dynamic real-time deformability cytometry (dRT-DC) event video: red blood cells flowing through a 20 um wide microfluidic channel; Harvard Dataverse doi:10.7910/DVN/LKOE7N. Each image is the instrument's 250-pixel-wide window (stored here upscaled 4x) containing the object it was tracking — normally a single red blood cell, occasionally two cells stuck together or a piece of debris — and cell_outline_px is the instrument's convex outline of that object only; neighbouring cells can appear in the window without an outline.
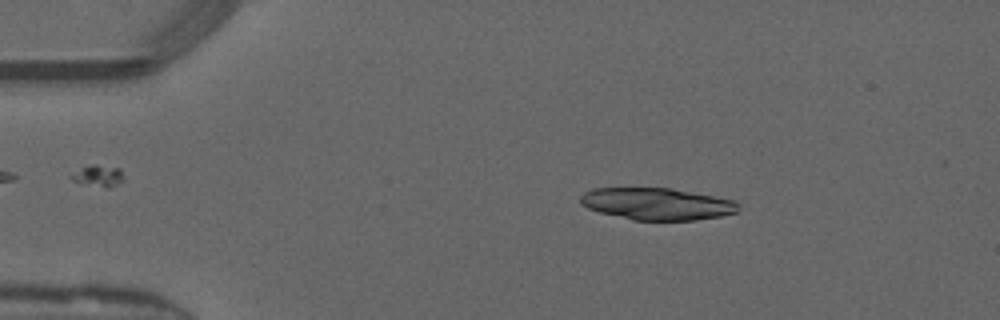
{"species": "common noctule bat (a hibernating species)", "species_latin": "Nyctalus noctula", "temperature_condition": "warm", "stored_images_in_passage": 14, "camera_frame_rate_fps": 3000, "um_per_image_px": 0.085, "animal": {"sex": "male", "forearm_length_mm": 52.5}, "frame": {"image": 1, "passage_image": 7, "time_ms": 2.0, "image_size_px": [1000, 320], "cell_outline_px": [[740, 212], [720, 216], [696, 220], [632, 220], [600, 212], [588, 208], [580, 204], [580, 196], [584, 192], [592, 188], [672, 188], [736, 200], [740, 204]], "centroid_in_image_um": [55.88, 17.33], "position_along_channel_um": 29.1, "area_um2": 29.71}}